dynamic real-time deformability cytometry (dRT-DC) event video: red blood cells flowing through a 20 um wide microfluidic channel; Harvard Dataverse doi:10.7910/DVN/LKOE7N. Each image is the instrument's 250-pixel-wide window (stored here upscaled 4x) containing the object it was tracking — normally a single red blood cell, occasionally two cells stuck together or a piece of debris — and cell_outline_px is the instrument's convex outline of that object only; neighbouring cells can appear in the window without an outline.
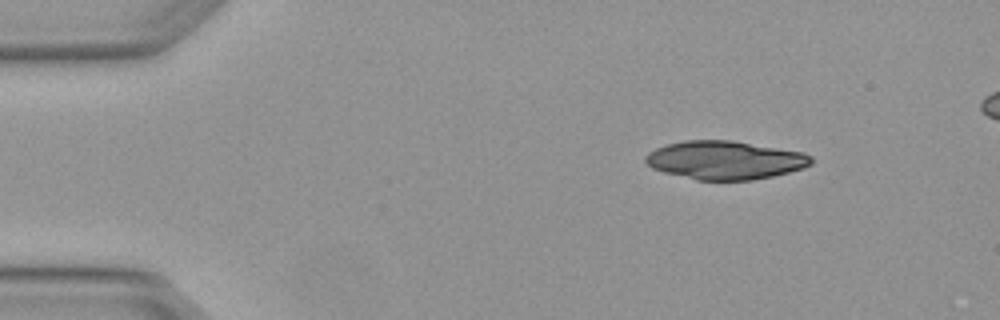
{"species": "Egyptian fruit bat (a non-hibernating species)", "species_latin": "Rousettus aegyptiacus", "temperature_condition": "warm", "stored_images_in_passage": 4, "camera_frame_rate_fps": 3000, "um_per_image_px": 0.085, "animal": {"sex": "female"}, "frame": {"image": 1, "passage_image": 1, "time_ms": 0.0, "image_size_px": [1000, 320], "cell_outline_px": [[812, 164], [804, 168], [772, 176], [752, 180], [696, 180], [664, 172], [652, 168], [644, 160], [644, 156], [648, 152], [656, 148], [668, 144], [684, 140], [732, 140], [804, 152], [812, 156]], "centroid_in_image_um": [61.63, 13.61], "position_along_channel_um": 23.4, "area_um2": 37.22}}